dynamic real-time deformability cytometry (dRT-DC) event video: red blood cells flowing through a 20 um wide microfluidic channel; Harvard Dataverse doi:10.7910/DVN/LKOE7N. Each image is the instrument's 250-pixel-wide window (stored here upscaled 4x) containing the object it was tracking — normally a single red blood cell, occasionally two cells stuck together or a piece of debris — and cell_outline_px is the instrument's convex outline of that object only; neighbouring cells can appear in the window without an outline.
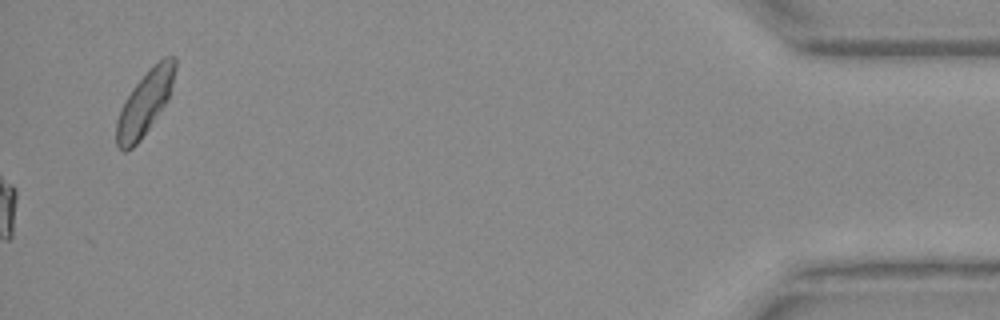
{"species": "Egyptian fruit bat (a non-hibernating species)", "species_latin": "Rousettus aegyptiacus", "temperature_condition": "warm", "stored_images_in_passage": 43, "camera_frame_rate_fps": 3000, "um_per_image_px": 0.085, "animal": {"sex": "female"}, "frame": {"image": 1, "passage_image": 43, "time_ms": 14.0, "image_size_px": [1000, 320], "cell_outline_px": [[176, 68], [168, 100], [140, 140], [132, 148], [124, 152], [116, 144], [116, 120], [124, 100], [132, 88], [164, 56], [176, 56]], "centroid_in_image_um": [12.3, 8.78], "position_along_channel_um": 422.9, "area_um2": 21.39}}